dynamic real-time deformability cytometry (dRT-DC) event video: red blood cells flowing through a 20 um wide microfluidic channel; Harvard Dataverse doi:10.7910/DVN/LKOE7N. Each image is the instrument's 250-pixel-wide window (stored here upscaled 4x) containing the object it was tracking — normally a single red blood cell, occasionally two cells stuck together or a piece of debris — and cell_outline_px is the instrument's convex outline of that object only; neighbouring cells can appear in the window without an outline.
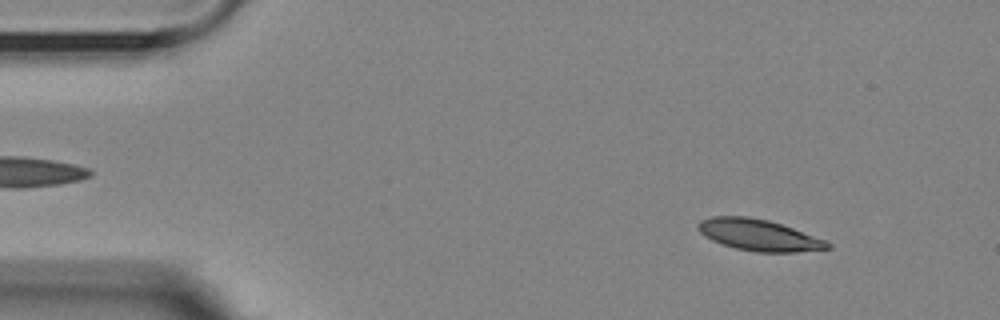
{"species": "Egyptian fruit bat (a non-hibernating species)", "species_latin": "Rousettus aegyptiacus", "temperature_condition": "room temperature", "stored_images_in_passage": 4, "camera_frame_rate_fps": 3000, "um_per_image_px": 0.085, "animal": {"sex": "female"}, "frame": {"image": 1, "passage_image": 1, "time_ms": 0.0, "image_size_px": [1000, 320], "cell_outline_px": [[832, 248], [796, 252], [756, 252], [736, 248], [712, 240], [704, 236], [696, 228], [696, 224], [700, 220], [712, 216], [748, 216], [768, 220], [828, 240], [832, 244]], "centroid_in_image_um": [64.5, 19.97], "position_along_channel_um": 20.5, "area_um2": 23.76}}
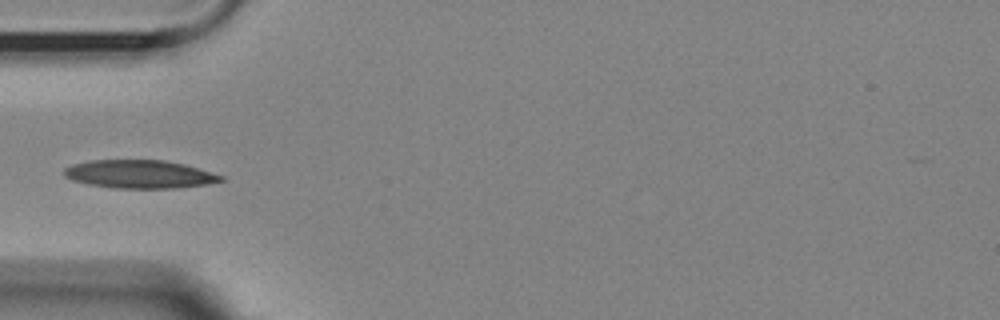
{"frame": {"image": 2, "passage_image": 4, "time_ms": 3.667, "image_size_px": [1000, 320], "cell_outline_px": [[224, 180], [208, 184], [180, 188], [112, 188], [88, 184], [72, 180], [64, 176], [64, 168], [72, 164], [92, 160], [164, 160], [184, 164], [224, 176]], "centroid_in_image_um": [11.86, 14.81], "position_along_channel_um": 73.1, "area_um2": 25.84}}